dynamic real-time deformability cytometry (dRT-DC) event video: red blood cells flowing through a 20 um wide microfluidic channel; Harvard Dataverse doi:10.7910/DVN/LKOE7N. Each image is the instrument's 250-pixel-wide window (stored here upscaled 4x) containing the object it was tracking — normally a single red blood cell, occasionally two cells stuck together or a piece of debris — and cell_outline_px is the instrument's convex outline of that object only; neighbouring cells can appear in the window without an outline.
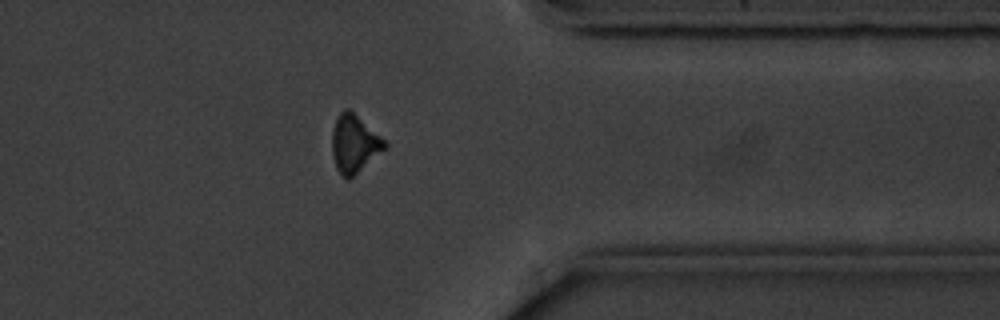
{"species": "common noctule bat (a hibernating species)", "species_latin": "Nyctalus noctula", "temperature_condition": "cold", "stored_images_in_passage": 13, "camera_frame_rate_fps": 3000, "um_per_image_px": 0.085, "animal": {"sex": "male", "body_mass_g": 20.1, "forearm_length_mm": 53.5}, "frame": {"image": 1, "passage_image": 11, "time_ms": 12.333, "image_size_px": [1000, 320], "cell_outline_px": [[388, 148], [348, 180], [336, 168], [332, 156], [332, 128], [340, 112], [344, 108], [348, 108], [380, 136], [388, 144]], "centroid_in_image_um": [30.12, 12.23], "position_along_channel_um": 381.3, "area_um2": 17.63}}
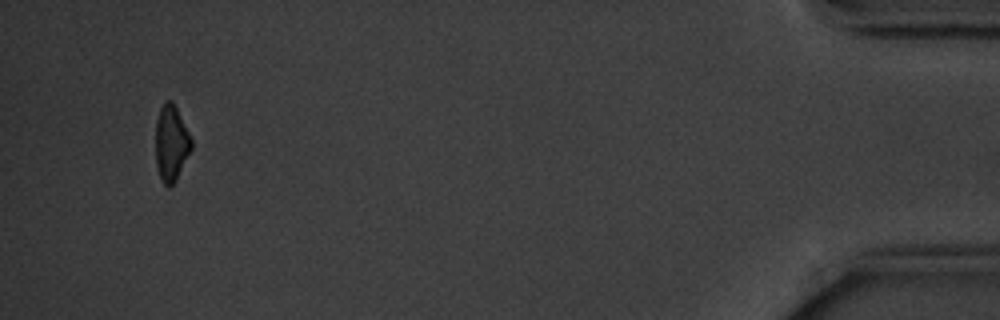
{"frame": {"image": 2, "passage_image": 13, "time_ms": 15.333, "image_size_px": [1000, 320], "cell_outline_px": [[192, 148], [176, 180], [168, 188], [164, 184], [160, 176], [156, 164], [156, 120], [160, 108], [164, 100], [172, 100], [192, 140]], "centroid_in_image_um": [14.54, 12.16], "position_along_channel_um": 420.7, "area_um2": 15.66}, "authors_computed_cell_mechanics": {"area_um2": 17.918, "velocity_mm_per_s": 3.5602, "shape_relaxation_time_tau1_ms": 2.1118, "shape_relaxation_time_tau2_ms": 4.358, "deformation_change_tau1": 0.0821, "deformation_change_tau2": 0.1261}}